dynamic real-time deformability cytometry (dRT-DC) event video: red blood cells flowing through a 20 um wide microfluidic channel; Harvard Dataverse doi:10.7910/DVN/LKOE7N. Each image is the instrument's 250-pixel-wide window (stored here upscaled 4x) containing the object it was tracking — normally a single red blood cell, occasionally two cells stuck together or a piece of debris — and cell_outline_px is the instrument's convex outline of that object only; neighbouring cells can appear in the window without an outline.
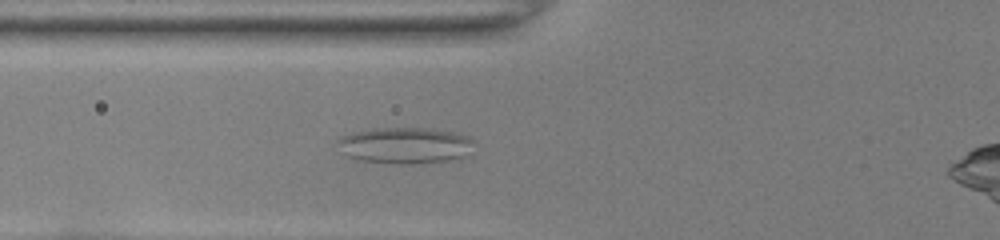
{"species": "common noctule bat (a hibernating species)", "species_latin": "Nyctalus noctula", "temperature_condition": "room temperature", "stored_images_in_passage": 37, "camera_frame_rate_fps": 3000, "um_per_image_px": 0.085, "animal": {"sex": "female", "body_mass_g": 22.0, "forearm_length_mm": 56.7}, "frame": {"image": 1, "passage_image": 9, "time_ms": 2.667, "image_size_px": [1000, 240], "cell_outline_px": [[472, 140], [464, 156], [448, 160], [412, 164], [396, 164], [360, 160], [348, 156], [336, 140], [352, 132], [372, 128], [432, 128], [452, 132], [468, 136]], "centroid_in_image_um": [34.39, 12.35], "position_along_channel_um": 91.4, "area_um2": 28.32}}
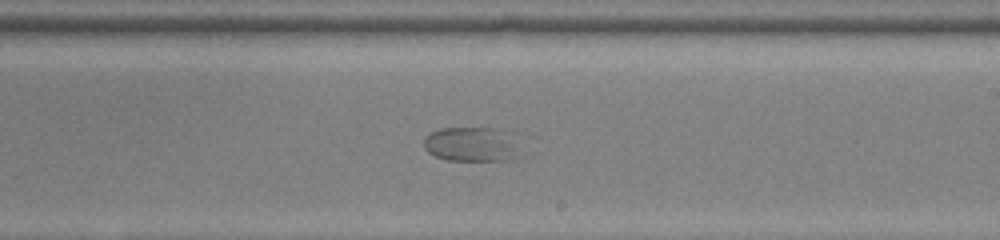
{"frame": {"image": 2, "passage_image": 21, "time_ms": 6.667, "image_size_px": [1000, 240], "cell_outline_px": [[524, 156], [508, 160], [448, 160], [436, 156], [428, 152], [424, 148], [424, 140], [432, 132], [440, 128], [504, 128]], "centroid_in_image_um": [40.13, 12.27], "position_along_channel_um": 248.9, "area_um2": 19.48}}
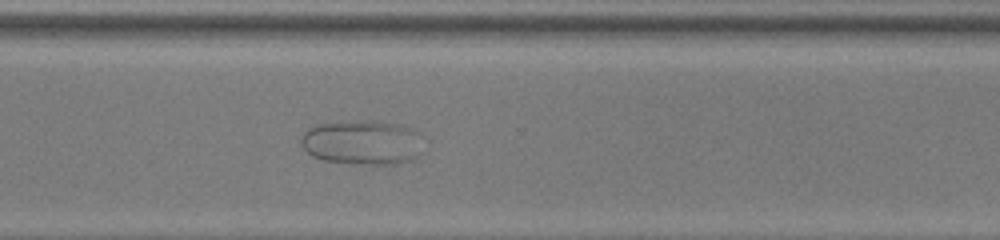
{"frame": {"image": 3, "passage_image": 28, "time_ms": 9.0, "image_size_px": [1000, 240], "cell_outline_px": [[424, 136], [416, 156], [412, 160], [396, 164], [356, 164], [324, 160], [312, 156], [304, 148], [300, 140], [304, 132], [308, 128], [320, 124], [356, 120], [360, 120], [400, 124], [420, 132]], "centroid_in_image_um": [30.82, 12.1], "position_along_channel_um": 339.8, "area_um2": 31.79}}